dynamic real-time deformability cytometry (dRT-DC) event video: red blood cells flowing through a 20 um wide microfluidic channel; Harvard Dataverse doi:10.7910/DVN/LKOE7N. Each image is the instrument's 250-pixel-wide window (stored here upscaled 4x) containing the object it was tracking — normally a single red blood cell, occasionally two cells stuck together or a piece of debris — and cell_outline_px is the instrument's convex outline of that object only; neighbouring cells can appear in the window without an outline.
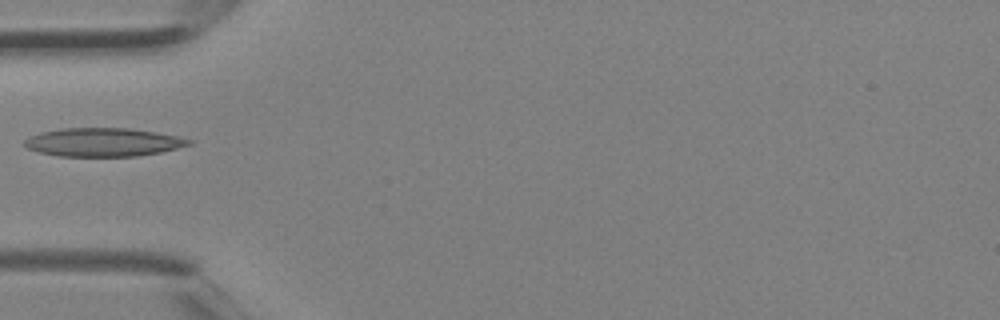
{"species": "Egyptian fruit bat (a non-hibernating species)", "species_latin": "Rousettus aegyptiacus", "temperature_condition": "room temperature", "stored_images_in_passage": 2, "camera_frame_rate_fps": 3000, "um_per_image_px": 0.085, "animal": {"sex": "female"}, "frame": {"image": 1, "passage_image": 2, "time_ms": 0.333, "image_size_px": [1000, 320], "cell_outline_px": [[192, 144], [160, 152], [140, 156], [60, 156], [40, 152], [28, 148], [24, 144], [24, 140], [28, 136], [40, 132], [64, 128], [128, 128], [156, 132], [176, 136], [192, 140]], "centroid_in_image_um": [8.76, 12.08], "position_along_channel_um": 76.2, "area_um2": 27.17}}